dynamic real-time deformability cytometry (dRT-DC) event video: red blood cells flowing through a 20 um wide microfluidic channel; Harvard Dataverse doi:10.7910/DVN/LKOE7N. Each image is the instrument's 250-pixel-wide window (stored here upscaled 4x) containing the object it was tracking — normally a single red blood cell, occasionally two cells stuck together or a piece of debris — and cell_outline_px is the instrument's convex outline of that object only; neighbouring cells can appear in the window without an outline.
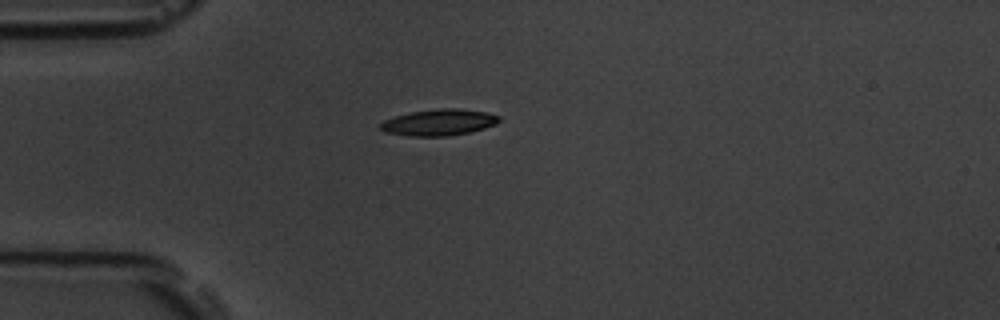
{"species": "common noctule bat (a hibernating species)", "species_latin": "Nyctalus noctula", "temperature_condition": "room temperature", "stored_images_in_passage": 12, "camera_frame_rate_fps": 3000, "um_per_image_px": 0.085, "animal": {"sex": "male", "body_mass_g": 19.5, "forearm_length_mm": 54.6}, "frame": {"image": 1, "passage_image": 1, "time_ms": 0.0, "image_size_px": [1000, 320], "cell_outline_px": [[500, 120], [496, 124], [484, 128], [468, 132], [448, 136], [408, 136], [384, 132], [380, 128], [380, 124], [384, 120], [396, 116], [412, 112], [440, 108], [460, 108], [488, 112], [500, 116]], "centroid_in_image_um": [37.33, 10.4], "position_along_channel_um": 47.7, "area_um2": 18.21}}
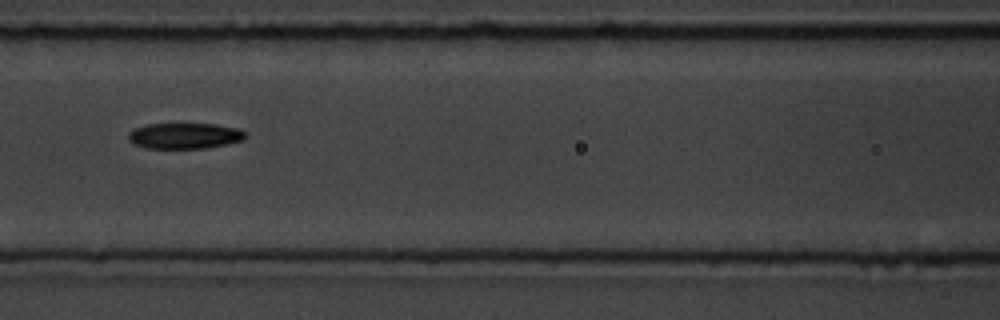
{"frame": {"image": 2, "passage_image": 4, "time_ms": 3.333, "image_size_px": [1000, 320], "cell_outline_px": [[248, 136], [244, 140], [204, 148], [148, 148], [136, 144], [128, 140], [128, 132], [136, 128], [148, 124], [216, 124], [236, 128], [244, 132]], "centroid_in_image_um": [15.7, 11.54], "position_along_channel_um": 150.9, "area_um2": 17.4}}
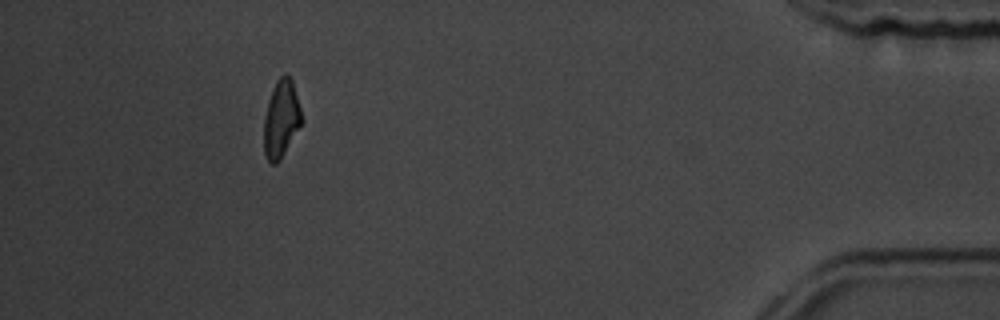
{"frame": {"image": 3, "passage_image": 11, "time_ms": 12.333, "image_size_px": [1000, 320], "cell_outline_px": [[304, 120], [280, 160], [276, 164], [268, 164], [264, 152], [264, 116], [268, 100], [272, 88], [276, 80], [284, 72], [292, 80]], "centroid_in_image_um": [23.9, 10.11], "position_along_channel_um": 411.3, "area_um2": 17.28}, "authors_computed_cell_mechanics": {"area_um2": 17.8313, "velocity_mm_per_s": 3.5598, "shape_relaxation_time_tau1_ms": 3.5853, "shape_relaxation_time_tau2_ms": 4.4037, "deformation_change_tau1": 0.1193, "deformation_change_tau2": 0.1072}}